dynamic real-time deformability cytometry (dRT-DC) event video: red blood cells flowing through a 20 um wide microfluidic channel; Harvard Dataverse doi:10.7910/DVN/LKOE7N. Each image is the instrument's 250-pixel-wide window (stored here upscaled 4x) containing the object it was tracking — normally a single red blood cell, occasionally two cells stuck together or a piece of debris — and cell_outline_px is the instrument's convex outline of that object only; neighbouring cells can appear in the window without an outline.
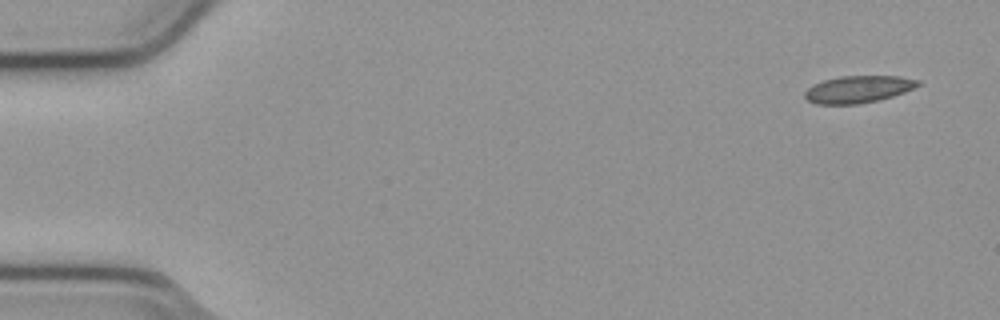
{"species": "common noctule bat (a hibernating species)", "species_latin": "Nyctalus noctula", "temperature_condition": "cold", "stored_images_in_passage": 52, "camera_frame_rate_fps": 3000, "um_per_image_px": 0.085, "animal": {"sex": "male", "body_mass_g": 23.1, "forearm_length_mm": 52.7}, "frame": {"image": 1, "passage_image": 1, "time_ms": 0.0, "image_size_px": [1000, 320], "cell_outline_px": [[920, 84], [904, 92], [892, 96], [876, 100], [856, 104], [816, 104], [808, 100], [804, 96], [804, 92], [812, 84], [824, 80], [840, 76], [900, 76], [920, 80]], "centroid_in_image_um": [72.92, 7.58], "position_along_channel_um": 12.1, "area_um2": 17.74}}
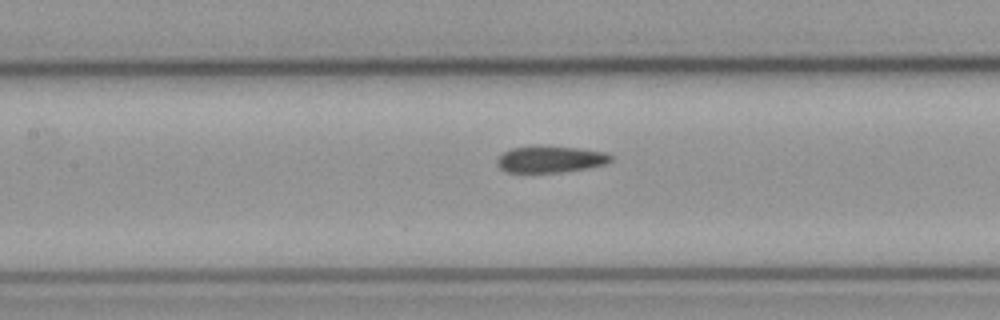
{"frame": {"image": 2, "passage_image": 23, "time_ms": 7.333, "image_size_px": [1000, 320], "cell_outline_px": [[612, 160], [604, 164], [584, 168], [560, 172], [508, 172], [500, 168], [496, 164], [496, 160], [504, 152], [512, 148], [580, 148], [604, 152], [612, 156]], "centroid_in_image_um": [46.78, 13.57], "position_along_channel_um": 160.6, "area_um2": 16.76}}
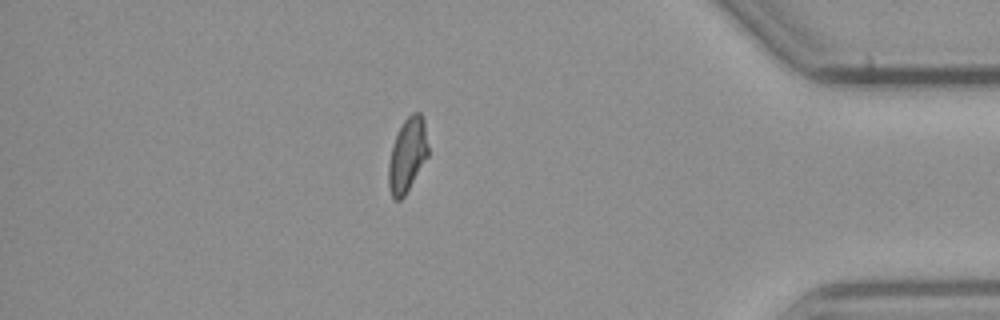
{"frame": {"image": 3, "passage_image": 45, "time_ms": 14.667, "image_size_px": [1000, 320], "cell_outline_px": [[428, 156], [404, 196], [400, 200], [396, 200], [392, 196], [388, 184], [388, 164], [392, 144], [404, 120], [412, 112], [420, 112], [424, 120], [428, 144]], "centroid_in_image_um": [34.62, 13.16], "position_along_channel_um": 400.6, "area_um2": 16.99}, "authors_computed_cell_mechanics": {"area_um2": 17.8602, "velocity_mm_per_s": 3.8024, "shape_relaxation_time_tau1_ms": null, "shape_relaxation_time_tau2_ms": 2.4167, "deformation_change_tau1": null, "deformation_change_tau2": 0.0886}}